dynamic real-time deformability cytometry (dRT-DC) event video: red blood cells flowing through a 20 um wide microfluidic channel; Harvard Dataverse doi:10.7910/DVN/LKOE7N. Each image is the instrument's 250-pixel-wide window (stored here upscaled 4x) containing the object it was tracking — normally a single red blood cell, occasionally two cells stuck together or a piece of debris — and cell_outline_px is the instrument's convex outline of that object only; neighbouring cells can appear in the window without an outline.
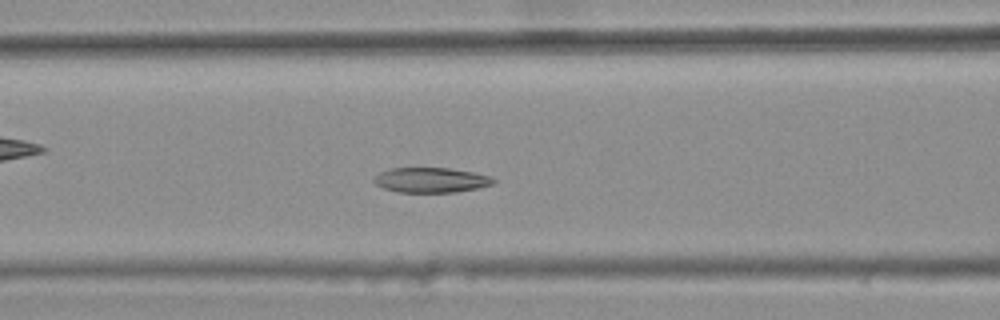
{"species": "common noctule bat (a hibernating species)", "species_latin": "Nyctalus noctula", "temperature_condition": "warm", "stored_images_in_passage": 43, "camera_frame_rate_fps": 3000, "um_per_image_px": 0.085, "animal": {"sex": "female", "body_mass_g": 25.1}, "frame": {"image": 1, "passage_image": 20, "time_ms": 6.333, "image_size_px": [1000, 320], "cell_outline_px": [[496, 180], [492, 184], [476, 188], [456, 192], [396, 192], [384, 188], [376, 184], [372, 180], [380, 172], [392, 168], [448, 168], [472, 172], [492, 176]], "centroid_in_image_um": [36.63, 15.3], "position_along_channel_um": 130.0, "area_um2": 17.28}}
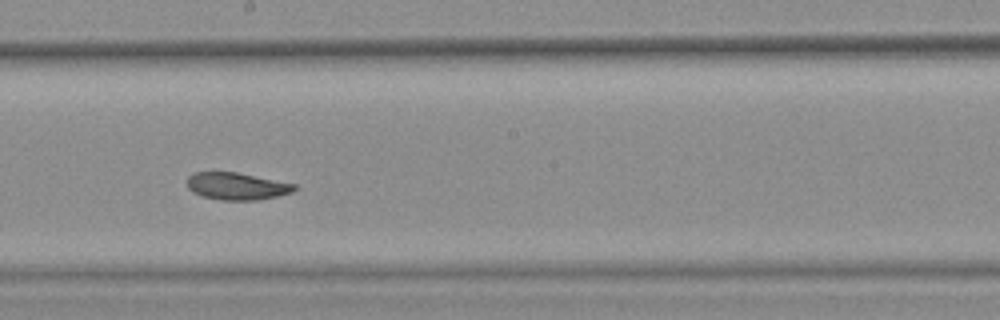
{"frame": {"image": 2, "passage_image": 28, "time_ms": 9.0, "image_size_px": [1000, 320], "cell_outline_px": [[296, 188], [292, 192], [260, 200], [220, 200], [200, 196], [192, 192], [188, 188], [184, 180], [192, 172], [236, 172], [296, 184]], "centroid_in_image_um": [20.05, 15.82], "position_along_channel_um": 228.1, "area_um2": 17.22}}
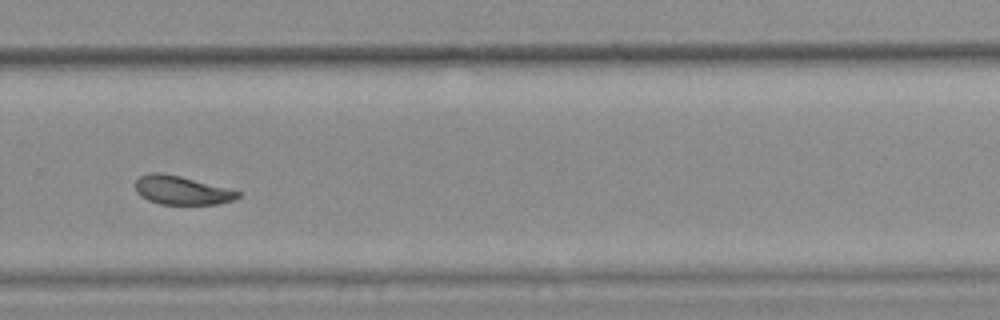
{"frame": {"image": 3, "passage_image": 35, "time_ms": 11.333, "image_size_px": [1000, 320], "cell_outline_px": [[244, 192], [240, 196], [232, 200], [216, 204], [160, 204], [148, 200], [140, 196], [136, 192], [136, 180], [140, 176], [148, 172], [164, 172]], "centroid_in_image_um": [15.43, 16.16], "position_along_channel_um": 314.4, "area_um2": 17.22}, "authors_computed_cell_mechanics": {"area_um2": 18.207, "velocity_mm_per_s": 3.6932, "shape_relaxation_time_tau1_ms": 6.1989, "shape_relaxation_time_tau2_ms": 3.3115, "deformation_change_tau1": 0.1377, "deformation_change_tau2": 0.0903}}